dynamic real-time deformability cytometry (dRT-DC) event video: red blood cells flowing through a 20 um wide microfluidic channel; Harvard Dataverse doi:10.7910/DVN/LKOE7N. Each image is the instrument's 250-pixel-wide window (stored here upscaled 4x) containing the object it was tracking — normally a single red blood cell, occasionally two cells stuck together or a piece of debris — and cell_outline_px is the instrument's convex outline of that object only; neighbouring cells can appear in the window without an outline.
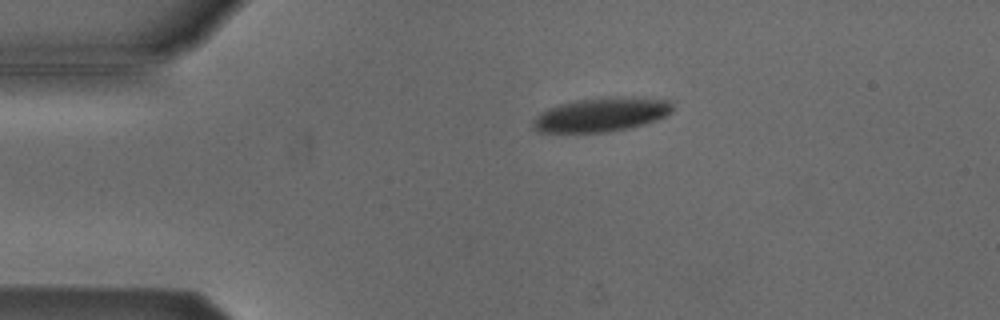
{"species": "Egyptian fruit bat (a non-hibernating species)", "species_latin": "Rousettus aegyptiacus", "temperature_condition": "cold", "stored_images_in_passage": 38, "camera_frame_rate_fps": 3000, "um_per_image_px": 0.085, "animal": {"sex": "male"}, "frame": {"image": 1, "passage_image": 2, "time_ms": 0.333, "image_size_px": [1000, 320], "cell_outline_px": [[672, 112], [656, 120], [644, 124], [628, 128], [608, 132], [536, 132], [532, 128], [532, 120], [540, 112], [548, 108], [560, 104], [576, 100], [600, 96], [644, 96], [672, 100]], "centroid_in_image_um": [51.13, 9.71], "position_along_channel_um": 33.9, "area_um2": 28.38}}
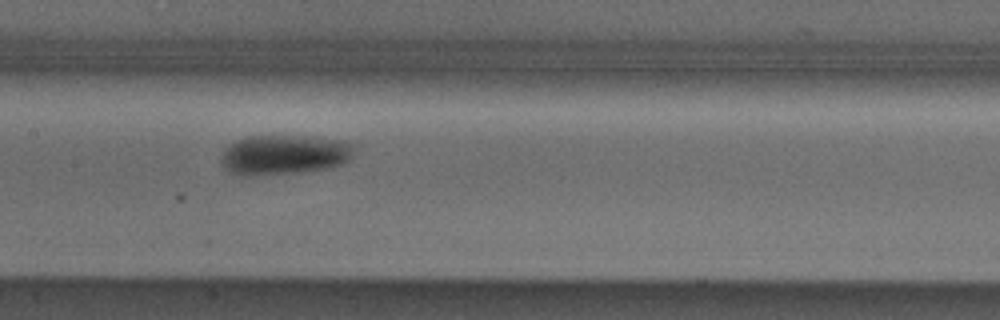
{"frame": {"image": 2, "passage_image": 17, "time_ms": 5.333, "image_size_px": [1000, 320], "cell_outline_px": [[352, 148], [348, 160], [340, 164], [324, 168], [300, 172], [248, 176], [240, 176], [224, 168], [220, 164], [220, 160], [224, 152], [236, 140], [248, 136], [304, 136], [348, 140], [352, 144]], "centroid_in_image_um": [24.12, 13.15], "position_along_channel_um": 183.3, "area_um2": 30.58}}
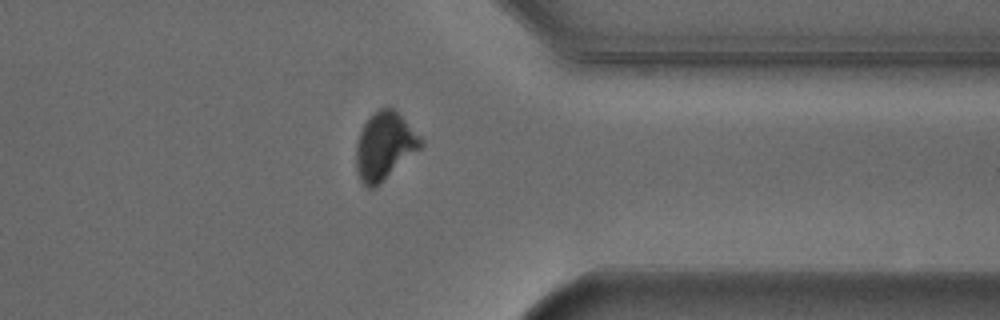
{"frame": {"image": 3, "passage_image": 33, "time_ms": 10.667, "image_size_px": [1000, 320], "cell_outline_px": [[424, 144], [420, 148], [372, 188], [368, 188], [360, 180], [356, 172], [356, 140], [364, 124], [380, 108], [392, 108], [424, 140]], "centroid_in_image_um": [32.65, 12.41], "position_along_channel_um": 378.7, "area_um2": 24.57}, "authors_computed_cell_mechanics": {"area_um2": 29.1601, "velocity_mm_per_s": 3.8171, "shape_relaxation_time_tau1_ms": 2.8199, "shape_relaxation_time_tau2_ms": null, "deformation_change_tau1": 0.1061, "deformation_change_tau2": null}}